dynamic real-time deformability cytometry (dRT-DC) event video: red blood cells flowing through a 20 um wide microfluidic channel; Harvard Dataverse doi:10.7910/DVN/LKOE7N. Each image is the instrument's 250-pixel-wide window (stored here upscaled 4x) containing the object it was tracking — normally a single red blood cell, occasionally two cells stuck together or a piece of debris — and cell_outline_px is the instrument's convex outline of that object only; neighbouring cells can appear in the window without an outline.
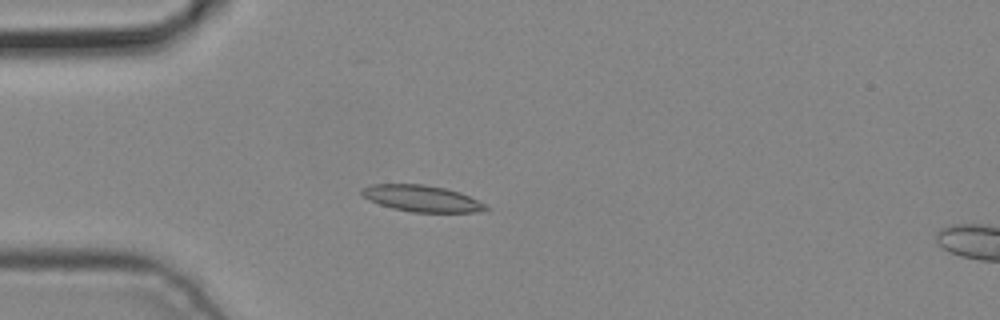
{"species": "common noctule bat (a hibernating species)", "species_latin": "Nyctalus noctula", "temperature_condition": "cold", "stored_images_in_passage": 4, "camera_frame_rate_fps": 3000, "um_per_image_px": 0.085, "animal": {"sex": "male", "body_mass_g": 19.2, "forearm_length_mm": 51.8}, "frame": {"image": 1, "passage_image": 3, "time_ms": 0.667, "image_size_px": [1000, 320], "cell_outline_px": [[492, 208], [488, 212], [412, 212], [392, 208], [368, 200], [360, 192], [360, 188], [372, 184], [424, 184], [444, 188], [460, 192]], "centroid_in_image_um": [35.87, 16.87], "position_along_channel_um": 49.1, "area_um2": 19.19}}